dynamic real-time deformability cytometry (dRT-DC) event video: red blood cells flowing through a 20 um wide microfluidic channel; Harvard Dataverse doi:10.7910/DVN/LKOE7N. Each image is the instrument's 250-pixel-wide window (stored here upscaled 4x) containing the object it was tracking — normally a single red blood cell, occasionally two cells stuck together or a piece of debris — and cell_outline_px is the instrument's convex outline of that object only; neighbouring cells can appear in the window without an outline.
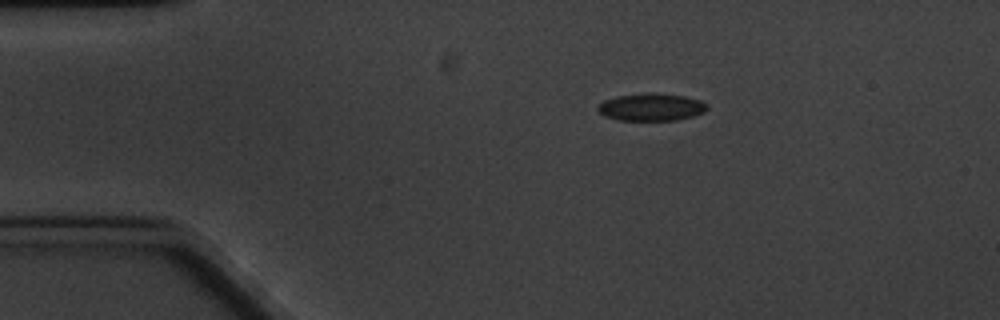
{"species": "common noctule bat (a hibernating species)", "species_latin": "Nyctalus noctula", "temperature_condition": "cold", "stored_images_in_passage": 4, "camera_frame_rate_fps": 3000, "um_per_image_px": 0.085, "animal": {"sex": "male", "body_mass_g": 20.1, "forearm_length_mm": 53.5}, "frame": {"image": 1, "passage_image": 3, "time_ms": 2.333, "image_size_px": [1000, 320], "cell_outline_px": [[708, 108], [704, 112], [692, 116], [676, 120], [620, 120], [604, 116], [596, 108], [604, 100], [616, 96], [648, 92], [684, 96], [700, 100], [708, 104]], "centroid_in_image_um": [55.36, 9.1], "position_along_channel_um": 29.6, "area_um2": 17.46}}